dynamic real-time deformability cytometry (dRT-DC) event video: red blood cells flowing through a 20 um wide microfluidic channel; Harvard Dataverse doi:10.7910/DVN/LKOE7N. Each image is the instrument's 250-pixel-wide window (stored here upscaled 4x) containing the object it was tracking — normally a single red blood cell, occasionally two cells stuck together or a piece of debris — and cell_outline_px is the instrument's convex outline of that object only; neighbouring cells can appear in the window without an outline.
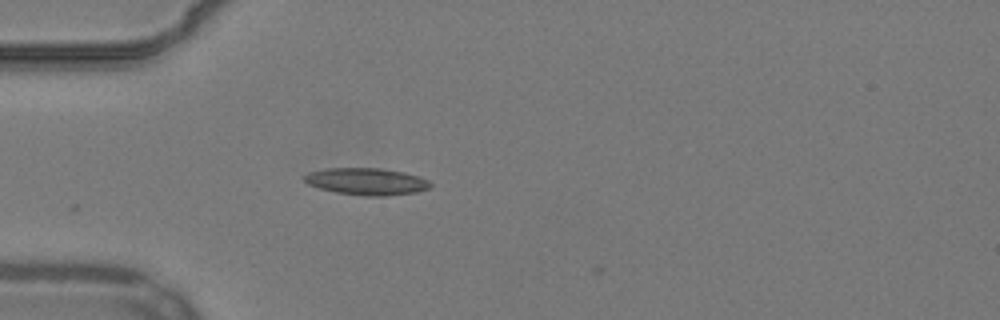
{"species": "common noctule bat (a hibernating species)", "species_latin": "Nyctalus noctula", "temperature_condition": "warm", "stored_images_in_passage": 6, "camera_frame_rate_fps": 3000, "um_per_image_px": 0.085, "animal": {"sex": "male", "body_mass_g": 19.2, "forearm_length_mm": 51.8}, "frame": {"image": 1, "passage_image": 2, "time_ms": 0.333, "image_size_px": [1000, 320], "cell_outline_px": [[432, 184], [428, 188], [416, 192], [388, 196], [368, 196], [336, 192], [320, 188], [308, 184], [304, 180], [304, 176], [308, 172], [328, 168], [380, 168], [404, 172], [420, 176], [428, 180]], "centroid_in_image_um": [31.18, 15.42], "position_along_channel_um": 53.8, "area_um2": 19.77}}
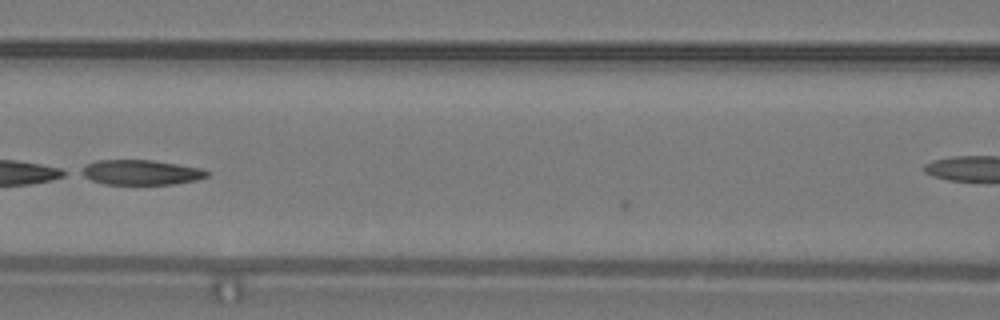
{"frame": {"image": 2, "passage_image": 5, "time_ms": 1.333, "image_size_px": [1000, 320], "cell_outline_px": [[208, 176], [196, 180], [176, 184], [104, 184], [92, 180], [76, 172], [84, 164], [96, 160], [152, 160], [200, 168], [208, 172]], "centroid_in_image_um": [11.89, 14.65], "position_along_channel_um": 154.7, "area_um2": 18.38}}